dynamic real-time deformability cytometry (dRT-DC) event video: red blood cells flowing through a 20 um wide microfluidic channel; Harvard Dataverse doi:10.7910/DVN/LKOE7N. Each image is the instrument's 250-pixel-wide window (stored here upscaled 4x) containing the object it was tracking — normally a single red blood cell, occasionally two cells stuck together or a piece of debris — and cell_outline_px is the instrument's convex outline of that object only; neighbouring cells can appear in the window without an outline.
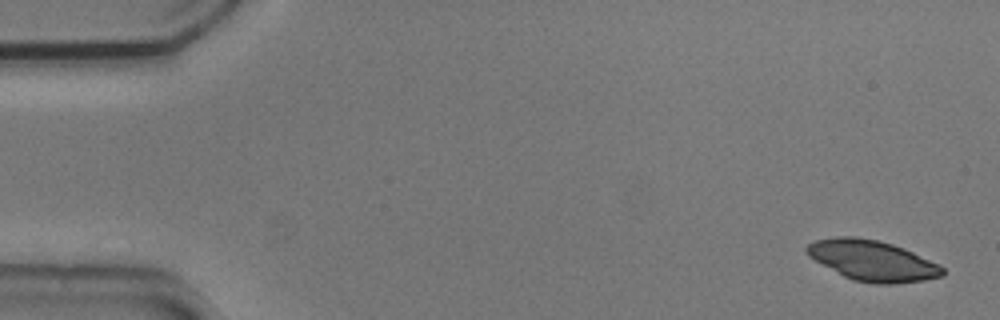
{"species": "common noctule bat (a hibernating species)", "species_latin": "Nyctalus noctula", "temperature_condition": "cold", "stored_images_in_passage": 54, "camera_frame_rate_fps": 3000, "um_per_image_px": 0.085, "animal": {"sex": "male", "body_mass_g": 20.5, "forearm_length_mm": 52.5}, "frame": {"image": 1, "passage_image": 2, "time_ms": 0.333, "image_size_px": [1000, 320], "cell_outline_px": [[944, 276], [924, 280], [892, 284], [876, 284], [852, 280], [844, 276], [808, 256], [804, 248], [808, 244], [816, 240], [836, 236], [856, 236], [876, 240], [892, 244], [904, 248], [940, 264], [944, 268]], "centroid_in_image_um": [74.17, 22.15], "position_along_channel_um": 10.8, "area_um2": 32.08}}